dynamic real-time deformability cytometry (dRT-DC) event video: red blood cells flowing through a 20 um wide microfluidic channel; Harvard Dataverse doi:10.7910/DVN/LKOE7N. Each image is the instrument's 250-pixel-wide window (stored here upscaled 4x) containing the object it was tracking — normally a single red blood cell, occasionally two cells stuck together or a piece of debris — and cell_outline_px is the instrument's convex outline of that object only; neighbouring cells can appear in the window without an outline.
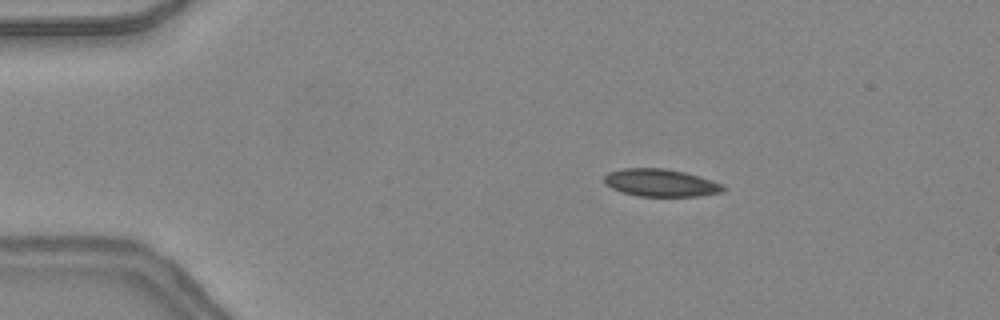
{"species": "common noctule bat (a hibernating species)", "species_latin": "Nyctalus noctula", "temperature_condition": "warm", "stored_images_in_passage": 12, "camera_frame_rate_fps": 3000, "um_per_image_px": 0.085, "animal": {"sex": "female", "body_mass_g": 24.6, "forearm_length_mm": 56.2}, "frame": {"image": 1, "passage_image": 4, "time_ms": 1.0, "image_size_px": [1000, 320], "cell_outline_px": [[728, 188], [724, 192], [700, 196], [636, 196], [612, 188], [604, 184], [604, 176], [608, 172], [624, 168], [664, 168], [684, 172], [700, 176], [724, 184]], "centroid_in_image_um": [56.21, 15.54], "position_along_channel_um": 28.8, "area_um2": 19.31}}
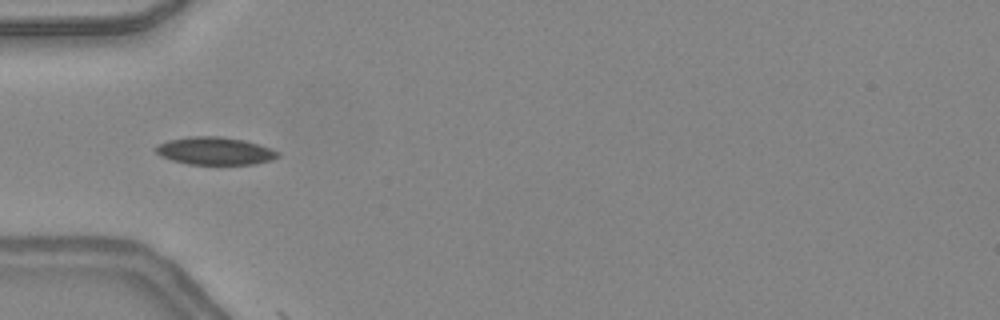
{"frame": {"image": 2, "passage_image": 11, "time_ms": 3.333, "image_size_px": [1000, 320], "cell_outline_px": [[280, 156], [272, 160], [252, 164], [188, 164], [172, 160], [160, 156], [152, 148], [156, 144], [168, 140], [192, 136], [220, 136], [244, 140], [260, 144], [280, 152]], "centroid_in_image_um": [18.25, 12.82], "position_along_channel_um": 66.8, "area_um2": 19.88}}